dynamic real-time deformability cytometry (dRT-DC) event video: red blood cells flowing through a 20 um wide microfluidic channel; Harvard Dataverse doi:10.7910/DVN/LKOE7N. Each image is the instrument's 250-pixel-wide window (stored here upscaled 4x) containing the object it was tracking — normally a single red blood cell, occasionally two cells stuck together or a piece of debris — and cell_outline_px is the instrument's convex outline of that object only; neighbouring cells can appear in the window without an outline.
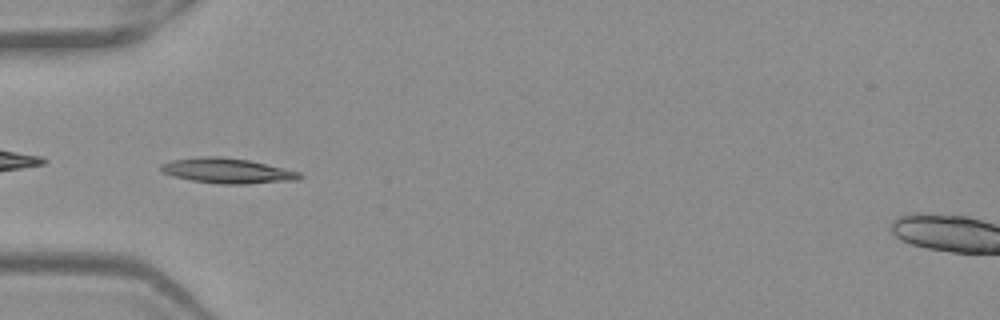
{"species": "Egyptian fruit bat (a non-hibernating species)", "species_latin": "Rousettus aegyptiacus", "temperature_condition": "warm", "stored_images_in_passage": 37, "camera_frame_rate_fps": 3000, "um_per_image_px": 0.085, "frame": {"image": 1, "passage_image": 2, "time_ms": 0.333, "image_size_px": [1000, 320], "cell_outline_px": [[300, 176], [272, 180], [196, 180], [176, 176], [164, 172], [160, 168], [164, 164], [176, 160], [248, 160], [296, 172]], "centroid_in_image_um": [19.18, 14.48], "position_along_channel_um": 65.8, "area_um2": 15.9}}
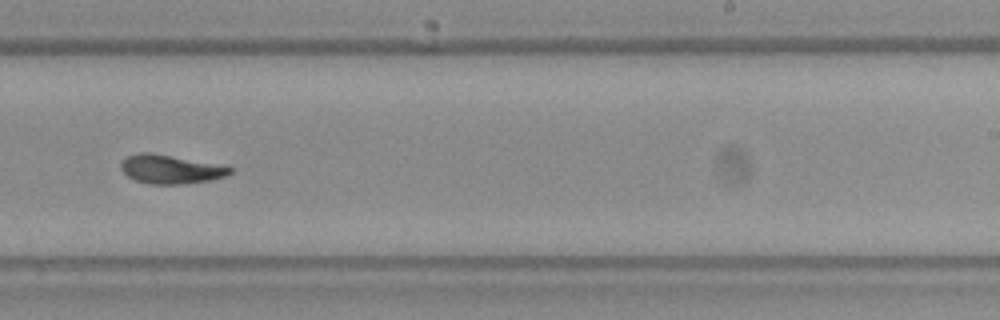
{"frame": {"image": 2, "passage_image": 18, "time_ms": 5.667, "image_size_px": [1000, 320], "cell_outline_px": [[232, 172], [220, 176], [204, 180], [172, 184], [156, 184], [136, 180], [128, 176], [124, 172], [120, 164], [128, 156], [168, 156], [232, 168]], "centroid_in_image_um": [14.45, 14.43], "position_along_channel_um": 274.5, "area_um2": 16.24}}
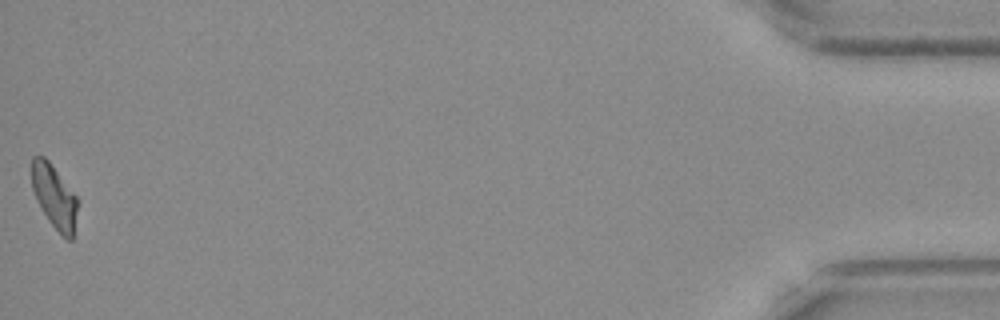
{"frame": {"image": 3, "passage_image": 37, "time_ms": 12.0, "image_size_px": [1000, 320], "cell_outline_px": [[76, 208], [72, 240], [68, 240], [52, 224], [44, 212], [32, 188], [32, 156], [44, 156], [48, 160], [76, 196]], "centroid_in_image_um": [4.59, 16.66], "position_along_channel_um": 430.6, "area_um2": 16.07}, "authors_computed_cell_mechanics": {"area_um2": 16.473, "velocity_mm_per_s": 3.9319, "shape_relaxation_time_tau1_ms": null, "shape_relaxation_time_tau2_ms": 6.6178, "deformation_change_tau1": null, "deformation_change_tau2": 0.1168}}